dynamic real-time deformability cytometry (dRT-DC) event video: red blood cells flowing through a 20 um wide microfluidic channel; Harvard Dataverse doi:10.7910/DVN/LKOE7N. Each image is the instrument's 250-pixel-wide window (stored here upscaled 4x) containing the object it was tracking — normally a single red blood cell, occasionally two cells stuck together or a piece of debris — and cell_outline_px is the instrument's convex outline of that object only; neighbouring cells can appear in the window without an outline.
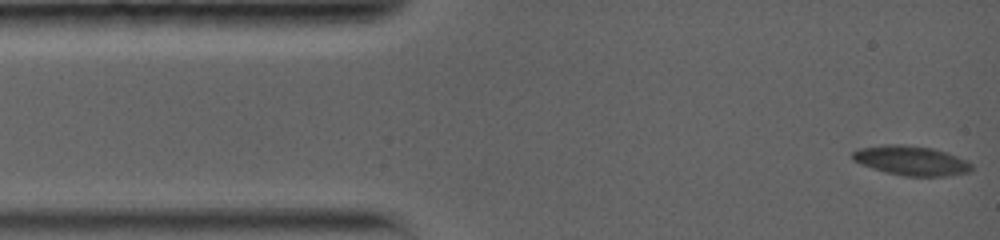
{"species": "common noctule bat (a hibernating species)", "species_latin": "Nyctalus noctula", "temperature_condition": "warm", "stored_images_in_passage": 5, "camera_frame_rate_fps": 5000, "um_per_image_px": 0.085, "animal": {"sex": "female", "body_mass_g": 19.0, "forearm_length_mm": 56.7}, "frame": {"image": 1, "passage_image": 1, "time_ms": 0.0, "image_size_px": [1000, 240], "cell_outline_px": [[972, 168], [968, 172], [948, 176], [904, 176], [888, 172], [852, 160], [852, 152], [860, 148], [888, 144], [904, 144], [932, 148], [956, 156], [972, 164]], "centroid_in_image_um": [77.46, 13.64], "position_along_channel_um": 7.5, "area_um2": 20.06}}
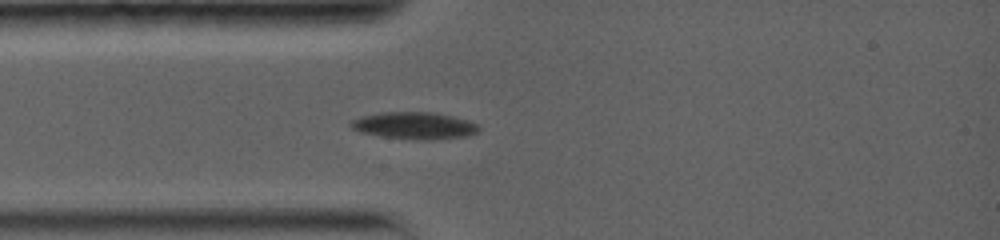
{"frame": {"image": 2, "passage_image": 5, "time_ms": 3.2, "image_size_px": [1000, 240], "cell_outline_px": [[480, 128], [476, 132], [468, 136], [432, 140], [428, 140], [380, 136], [360, 132], [352, 128], [348, 124], [352, 120], [360, 116], [380, 112], [432, 112], [452, 116], [476, 124]], "centroid_in_image_um": [35.17, 10.67], "position_along_channel_um": 49.8, "area_um2": 20.0}}